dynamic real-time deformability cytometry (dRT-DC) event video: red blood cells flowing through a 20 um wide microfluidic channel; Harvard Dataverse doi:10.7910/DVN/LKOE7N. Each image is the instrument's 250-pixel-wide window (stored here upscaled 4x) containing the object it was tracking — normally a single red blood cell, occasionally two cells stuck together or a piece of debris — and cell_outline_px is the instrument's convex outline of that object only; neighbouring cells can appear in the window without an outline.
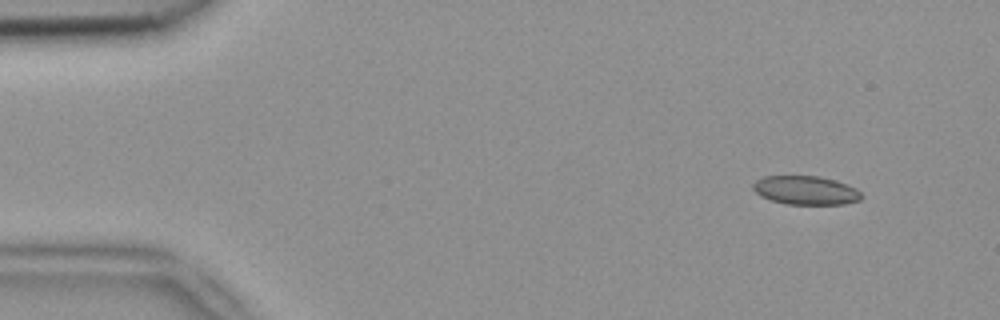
{"species": "common noctule bat (a hibernating species)", "species_latin": "Nyctalus noctula", "temperature_condition": "room temperature", "stored_images_in_passage": 3, "camera_frame_rate_fps": 3000, "um_per_image_px": 0.085, "animal": {"sex": "female", "body_mass_g": 18.4}, "frame": {"image": 1, "passage_image": 1, "time_ms": 0.0, "image_size_px": [1000, 320], "cell_outline_px": [[864, 196], [860, 200], [844, 204], [788, 204], [772, 200], [760, 196], [752, 188], [752, 184], [756, 180], [764, 176], [820, 176], [836, 180], [856, 188]], "centroid_in_image_um": [68.5, 16.17], "position_along_channel_um": 16.5, "area_um2": 18.21}}